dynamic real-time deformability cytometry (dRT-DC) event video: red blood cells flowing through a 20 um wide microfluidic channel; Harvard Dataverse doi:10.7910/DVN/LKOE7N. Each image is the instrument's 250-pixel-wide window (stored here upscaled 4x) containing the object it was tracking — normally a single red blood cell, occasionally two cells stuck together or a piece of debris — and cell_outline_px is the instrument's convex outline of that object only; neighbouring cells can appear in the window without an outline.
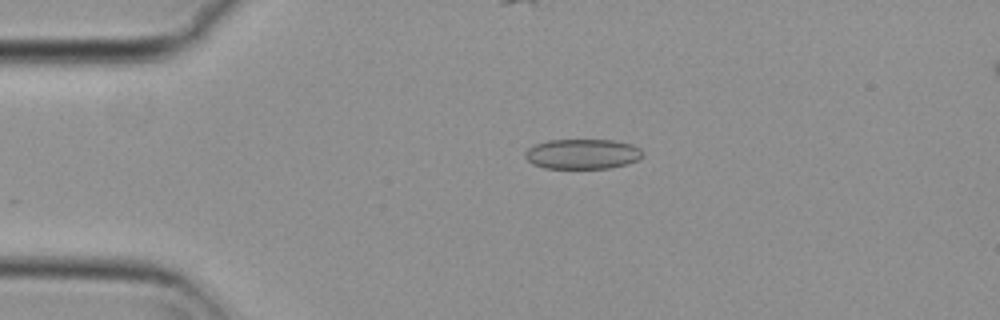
{"species": "common noctule bat (a hibernating species)", "species_latin": "Nyctalus noctula", "temperature_condition": "cold", "stored_images_in_passage": 54, "camera_frame_rate_fps": 3000, "um_per_image_px": 0.085, "animal": {"sex": "female", "body_mass_g": 29.2, "forearm_length_mm": 56.3}, "frame": {"image": 1, "passage_image": 11, "time_ms": 3.333, "image_size_px": [1000, 320], "cell_outline_px": [[644, 156], [640, 160], [628, 164], [612, 168], [544, 168], [532, 164], [524, 156], [524, 152], [528, 148], [536, 144], [548, 140], [612, 140], [632, 144], [640, 148], [644, 152]], "centroid_in_image_um": [49.55, 13.09], "position_along_channel_um": 35.4, "area_um2": 20.87}}
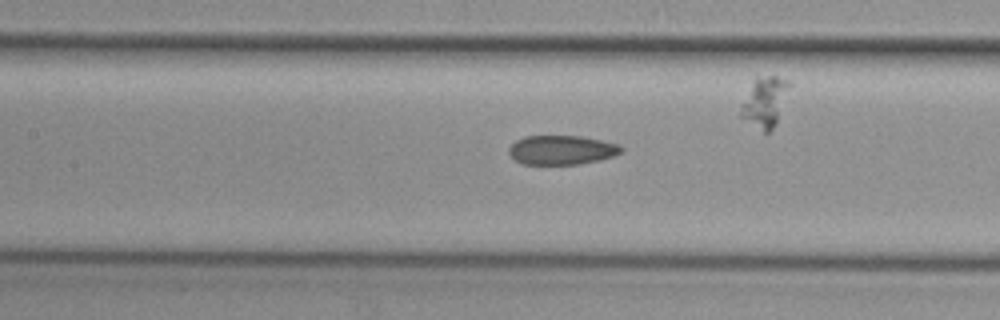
{"frame": {"image": 2, "passage_image": 24, "time_ms": 7.667, "image_size_px": [1000, 320], "cell_outline_px": [[624, 148], [620, 152], [612, 156], [600, 160], [576, 164], [524, 164], [516, 160], [508, 152], [508, 148], [516, 140], [524, 136], [580, 136], [620, 144]], "centroid_in_image_um": [47.74, 12.74], "position_along_channel_um": 159.7, "area_um2": 19.02}}
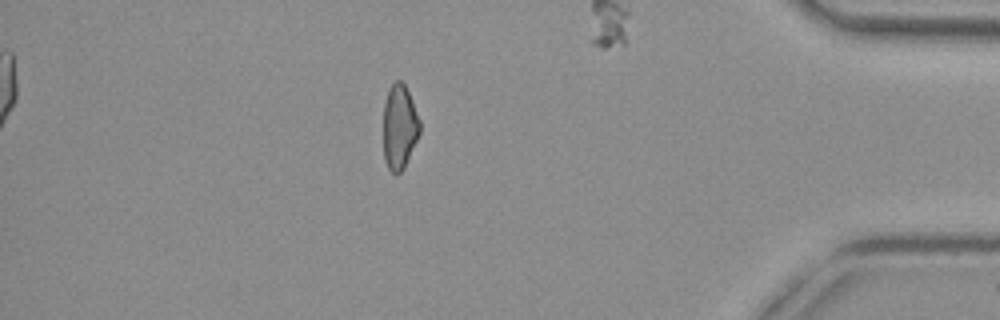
{"frame": {"image": 3, "passage_image": 47, "time_ms": 15.333, "image_size_px": [1000, 320], "cell_outline_px": [[420, 132], [404, 168], [396, 176], [388, 168], [384, 160], [384, 104], [388, 88], [396, 80], [400, 80], [404, 84], [412, 100], [420, 120]], "centroid_in_image_um": [33.95, 10.79], "position_along_channel_um": 401.3, "area_um2": 17.98}, "authors_computed_cell_mechanics": {"area_um2": 19.652, "velocity_mm_per_s": 3.7217, "shape_relaxation_time_tau1_ms": null, "shape_relaxation_time_tau2_ms": 4.1345, "deformation_change_tau1": null, "deformation_change_tau2": 0.1142}}